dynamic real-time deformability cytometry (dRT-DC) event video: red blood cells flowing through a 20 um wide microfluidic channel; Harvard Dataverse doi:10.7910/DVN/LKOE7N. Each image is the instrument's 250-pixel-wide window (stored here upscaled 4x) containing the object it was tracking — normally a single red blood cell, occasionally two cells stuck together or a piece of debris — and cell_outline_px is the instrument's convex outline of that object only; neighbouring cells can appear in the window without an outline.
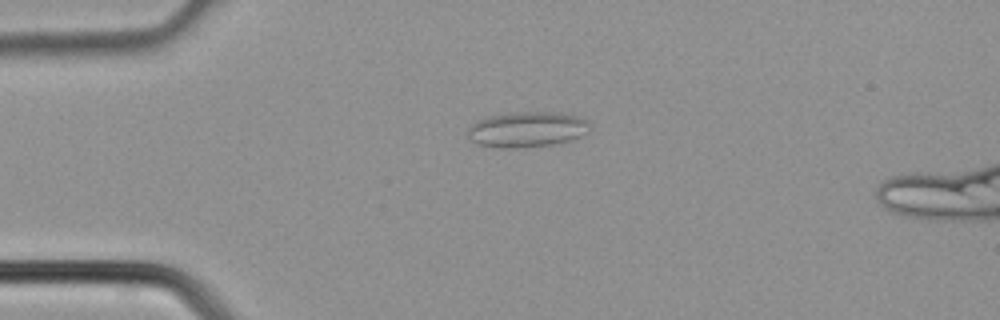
{"species": "common noctule bat (a hibernating species)", "species_latin": "Nyctalus noctula", "temperature_condition": "cold", "stored_images_in_passage": 3, "camera_frame_rate_fps": 3000, "um_per_image_px": 0.085, "animal": {"sex": "male", "body_mass_g": 21.5, "forearm_length_mm": 52.0}, "frame": {"image": 1, "passage_image": 2, "time_ms": 0.333, "image_size_px": [1000, 320], "cell_outline_px": [[588, 132], [572, 140], [552, 144], [524, 148], [500, 148], [476, 144], [468, 140], [468, 128], [476, 120], [484, 116], [508, 112], [560, 112], [580, 116], [588, 120]], "centroid_in_image_um": [44.75, 10.99], "position_along_channel_um": 40.2, "area_um2": 25.84}}